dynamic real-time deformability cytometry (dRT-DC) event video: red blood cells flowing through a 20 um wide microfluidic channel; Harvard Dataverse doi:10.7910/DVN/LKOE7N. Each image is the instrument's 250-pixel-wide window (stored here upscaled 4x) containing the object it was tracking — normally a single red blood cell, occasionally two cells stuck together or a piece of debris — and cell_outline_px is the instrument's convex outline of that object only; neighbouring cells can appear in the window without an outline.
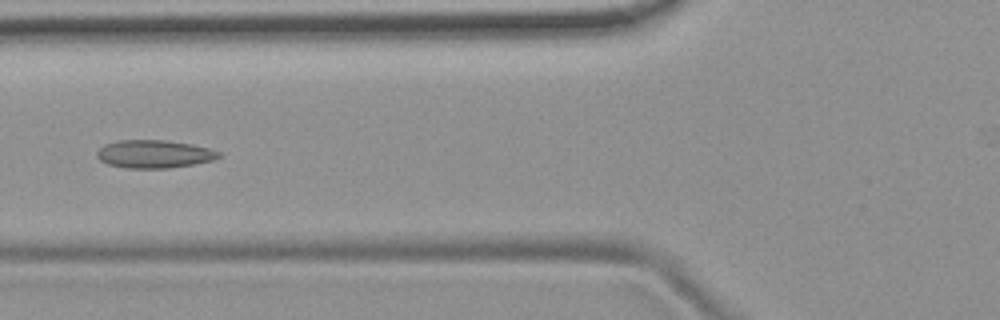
{"species": "common noctule bat (a hibernating species)", "species_latin": "Nyctalus noctula", "temperature_condition": "room temperature", "stored_images_in_passage": 5, "camera_frame_rate_fps": 3000, "um_per_image_px": 0.085, "animal": {"sex": "female", "body_mass_g": 19.9}, "frame": {"image": 1, "passage_image": 5, "time_ms": 4.667, "image_size_px": [1000, 320], "cell_outline_px": [[224, 156], [212, 160], [192, 164], [168, 168], [124, 168], [108, 164], [100, 160], [96, 156], [96, 152], [104, 144], [120, 140], [164, 140], [192, 144], [208, 148], [220, 152]], "centroid_in_image_um": [13.1, 13.09], "position_along_channel_um": 112.7, "area_um2": 19.88}}